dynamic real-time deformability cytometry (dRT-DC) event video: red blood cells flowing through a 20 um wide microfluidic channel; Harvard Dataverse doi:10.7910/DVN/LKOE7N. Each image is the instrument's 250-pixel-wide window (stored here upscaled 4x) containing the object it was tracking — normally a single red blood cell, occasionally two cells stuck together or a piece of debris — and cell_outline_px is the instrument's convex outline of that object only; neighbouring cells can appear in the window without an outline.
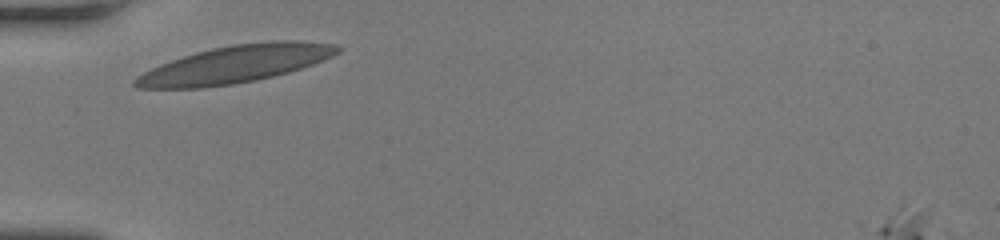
{"species": "human", "species_latin": "Homo sapiens", "temperature_condition": "room temperature", "stored_images_in_passage": 8, "camera_frame_rate_fps": 3000, "um_per_image_px": 0.085, "donor": {"sex": "female"}, "frame": {"image": 1, "passage_image": 1, "time_ms": 0.0, "image_size_px": [1000, 240], "cell_outline_px": [[344, 48], [340, 52], [332, 56], [312, 64], [288, 72], [256, 80], [232, 84], [204, 88], [136, 88], [132, 84], [132, 80], [136, 76], [160, 64], [196, 52], [212, 48], [232, 44], [272, 40], [300, 40], [340, 44]], "centroid_in_image_um": [20.03, 5.44], "position_along_channel_um": 65.0, "area_um2": 44.33}}
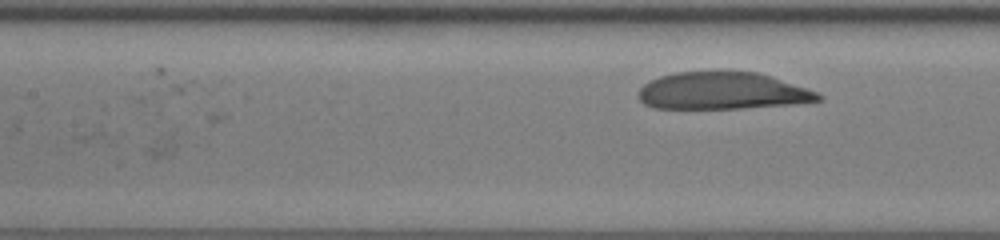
{"frame": {"image": 2, "passage_image": 8, "time_ms": 2.333, "image_size_px": [1000, 240], "cell_outline_px": [[824, 100], [796, 104], [744, 108], [652, 108], [644, 104], [636, 96], [640, 88], [644, 84], [660, 76], [676, 72], [756, 72], [816, 92], [824, 96]], "centroid_in_image_um": [61.37, 7.75], "position_along_channel_um": 146.0, "area_um2": 38.61}}